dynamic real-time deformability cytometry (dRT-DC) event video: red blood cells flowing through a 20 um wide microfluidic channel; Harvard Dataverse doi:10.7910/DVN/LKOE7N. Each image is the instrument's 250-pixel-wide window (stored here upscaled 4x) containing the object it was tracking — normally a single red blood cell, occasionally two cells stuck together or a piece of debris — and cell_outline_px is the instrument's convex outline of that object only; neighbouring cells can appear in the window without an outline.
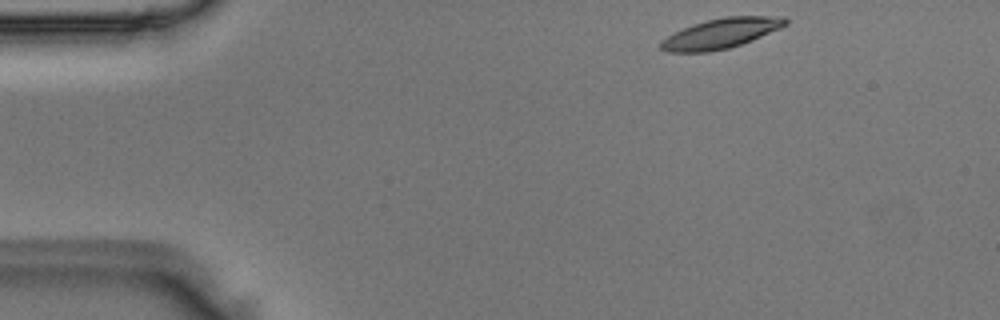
{"species": "Egyptian fruit bat (a non-hibernating species)", "species_latin": "Rousettus aegyptiacus", "temperature_condition": "room temperature", "stored_images_in_passage": 44, "camera_frame_rate_fps": 3000, "um_per_image_px": 0.085, "animal": {"sex": "male"}, "frame": {"image": 1, "passage_image": 1, "time_ms": 0.0, "image_size_px": [1000, 320], "cell_outline_px": [[788, 24], [780, 28], [752, 40], [728, 48], [708, 52], [668, 52], [660, 48], [660, 40], [692, 24], [724, 16], [784, 16], [788, 20]], "centroid_in_image_um": [61.29, 2.83], "position_along_channel_um": 23.7, "area_um2": 21.68}}
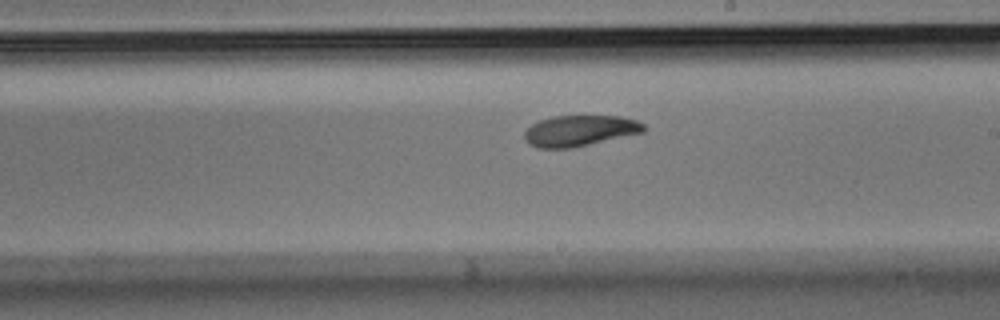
{"frame": {"image": 2, "passage_image": 23, "time_ms": 7.333, "image_size_px": [1000, 320], "cell_outline_px": [[648, 128], [644, 132], [572, 148], [536, 148], [528, 144], [524, 136], [524, 132], [532, 124], [540, 120], [552, 116], [620, 116], [636, 120], [644, 124]], "centroid_in_image_um": [49.28, 11.11], "position_along_channel_um": 239.7, "area_um2": 21.56}}
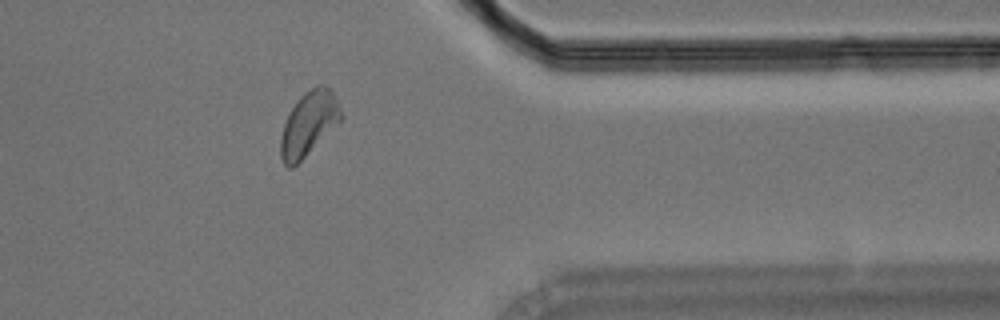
{"frame": {"image": 3, "passage_image": 35, "time_ms": 11.333, "image_size_px": [1000, 320], "cell_outline_px": [[344, 116], [292, 168], [288, 168], [284, 164], [280, 156], [280, 136], [284, 124], [292, 108], [300, 96], [304, 92], [316, 84], [324, 84], [332, 92]], "centroid_in_image_um": [26.21, 10.48], "position_along_channel_um": 385.2, "area_um2": 21.96}}